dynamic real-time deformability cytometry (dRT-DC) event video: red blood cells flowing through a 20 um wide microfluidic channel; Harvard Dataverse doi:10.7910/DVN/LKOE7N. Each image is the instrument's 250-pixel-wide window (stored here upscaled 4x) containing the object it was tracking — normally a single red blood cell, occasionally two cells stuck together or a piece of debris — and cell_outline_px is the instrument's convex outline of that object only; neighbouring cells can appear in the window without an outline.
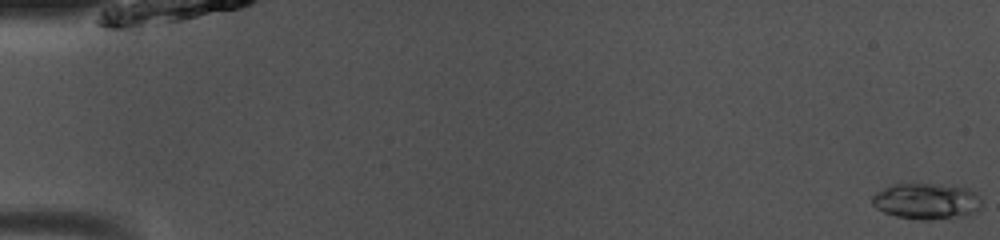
{"species": "common noctule bat (a hibernating species)", "species_latin": "Nyctalus noctula", "temperature_condition": "room temperature", "stored_images_in_passage": 49, "camera_frame_rate_fps": 3000, "um_per_image_px": 0.085, "animal": {"sex": "male", "body_mass_g": 13.0, "forearm_length_mm": 53.1}, "frame": {"image": 1, "passage_image": 1, "time_ms": 0.0, "image_size_px": [1000, 240], "cell_outline_px": [[980, 208], [976, 212], [964, 216], [928, 220], [916, 220], [896, 216], [884, 212], [876, 208], [872, 204], [872, 196], [876, 192], [892, 184], [936, 184], [968, 188], [976, 192], [980, 196]], "centroid_in_image_um": [78.75, 17.11], "position_along_channel_um": 6.2, "area_um2": 23.12}}
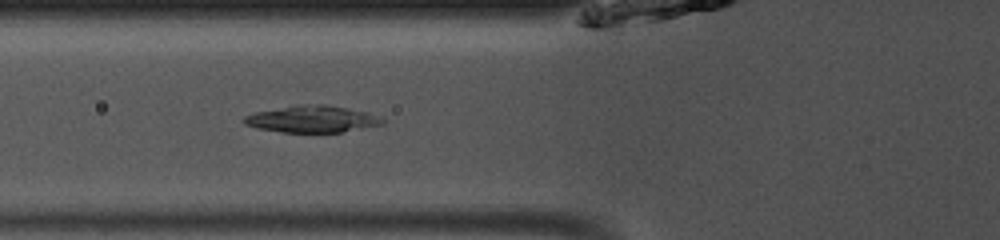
{"frame": {"image": 2, "passage_image": 19, "time_ms": 6.0, "image_size_px": [1000, 240], "cell_outline_px": [[384, 124], [340, 132], [284, 132], [256, 128], [244, 124], [244, 116], [256, 112], [300, 104], [324, 104], [368, 112], [384, 120]], "centroid_in_image_um": [26.52, 10.12], "position_along_channel_um": 99.3, "area_um2": 21.33}}
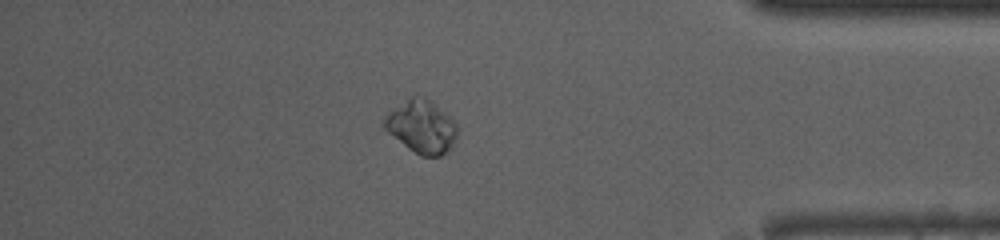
{"frame": {"image": 3, "passage_image": 43, "time_ms": 14.0, "image_size_px": [1000, 240], "cell_outline_px": [[460, 128], [452, 144], [440, 156], [420, 156], [408, 148], [388, 132], [380, 124], [384, 116], [408, 96], [412, 96], [432, 100]], "centroid_in_image_um": [35.79, 10.75], "position_along_channel_um": 399.4, "area_um2": 22.37}, "authors_computed_cell_mechanics": {"area_um2": 21.097, "velocity_mm_per_s": 4.0725, "shape_relaxation_time_tau1_ms": 4.611, "shape_relaxation_time_tau2_ms": null, "deformation_change_tau1": 0.0655, "deformation_change_tau2": null}}